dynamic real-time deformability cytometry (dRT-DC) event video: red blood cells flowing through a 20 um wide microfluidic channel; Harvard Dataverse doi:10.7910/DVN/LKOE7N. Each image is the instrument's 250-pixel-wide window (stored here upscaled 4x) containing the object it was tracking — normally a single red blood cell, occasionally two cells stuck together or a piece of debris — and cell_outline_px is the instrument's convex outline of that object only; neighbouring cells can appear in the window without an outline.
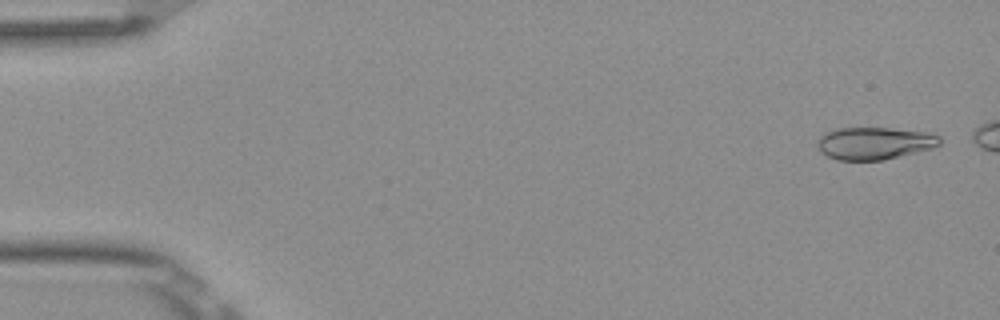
{"species": "Egyptian fruit bat (a non-hibernating species)", "species_latin": "Rousettus aegyptiacus", "temperature_condition": "room temperature", "stored_images_in_passage": 46, "camera_frame_rate_fps": 3000, "um_per_image_px": 0.085, "frame": {"image": 1, "passage_image": 2, "time_ms": 0.333, "image_size_px": [1000, 320], "cell_outline_px": [[940, 144], [932, 148], [884, 160], [836, 160], [820, 152], [816, 144], [816, 140], [824, 132], [832, 128], [892, 128], [924, 132], [940, 136]], "centroid_in_image_um": [74.26, 12.17], "position_along_channel_um": 10.7, "area_um2": 23.24}}
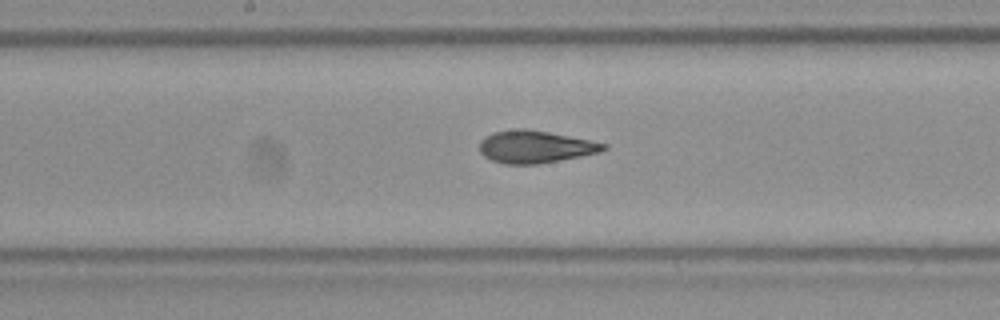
{"frame": {"image": 2, "passage_image": 27, "time_ms": 8.667, "image_size_px": [1000, 320], "cell_outline_px": [[608, 148], [600, 152], [560, 160], [536, 164], [504, 164], [492, 160], [484, 156], [480, 152], [480, 140], [492, 132], [516, 128], [524, 128], [548, 132], [608, 144]], "centroid_in_image_um": [45.46, 12.47], "position_along_channel_um": 202.7, "area_um2": 23.29}}
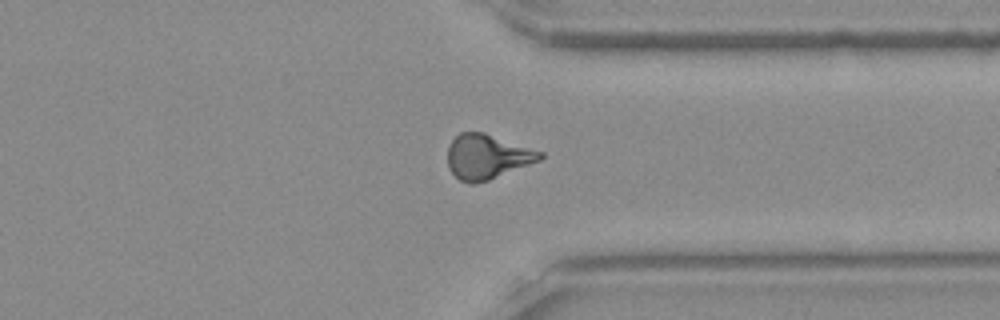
{"frame": {"image": 3, "passage_image": 40, "time_ms": 13.0, "image_size_px": [1000, 320], "cell_outline_px": [[544, 156], [540, 160], [488, 180], [472, 184], [460, 180], [448, 168], [448, 144], [460, 132], [484, 132], [544, 152]], "centroid_in_image_um": [41.4, 13.3], "position_along_channel_um": 370.0, "area_um2": 23.93}}